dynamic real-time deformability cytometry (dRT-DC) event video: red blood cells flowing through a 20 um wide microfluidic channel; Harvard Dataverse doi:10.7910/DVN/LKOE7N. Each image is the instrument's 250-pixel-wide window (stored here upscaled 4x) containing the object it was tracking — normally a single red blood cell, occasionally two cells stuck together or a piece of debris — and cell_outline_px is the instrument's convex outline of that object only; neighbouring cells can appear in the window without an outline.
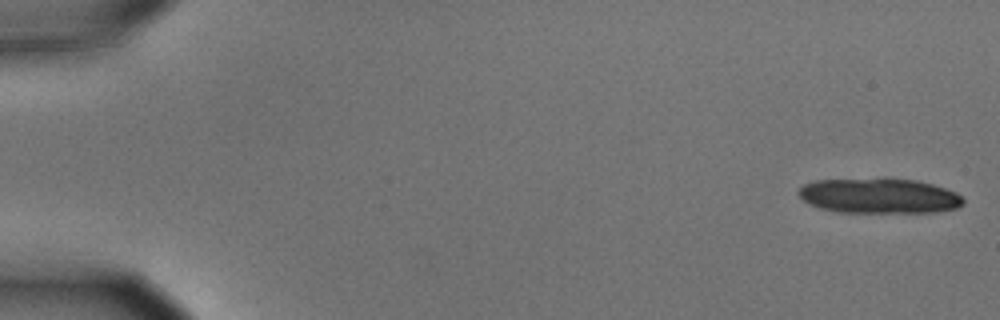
{"species": "common noctule bat (a hibernating species)", "species_latin": "Nyctalus noctula", "temperature_condition": "cold", "stored_images_in_passage": 6, "camera_frame_rate_fps": 3000, "um_per_image_px": 0.085, "animal": {"sex": "male", "body_mass_g": 15.6}, "frame": {"image": 1, "passage_image": 1, "time_ms": 0.0, "image_size_px": [1000, 320], "cell_outline_px": [[964, 204], [956, 208], [932, 212], [840, 212], [820, 208], [804, 200], [796, 192], [804, 184], [816, 180], [916, 180], [932, 184], [956, 192], [964, 200]], "centroid_in_image_um": [74.74, 16.67], "position_along_channel_um": 10.3, "area_um2": 32.83}}
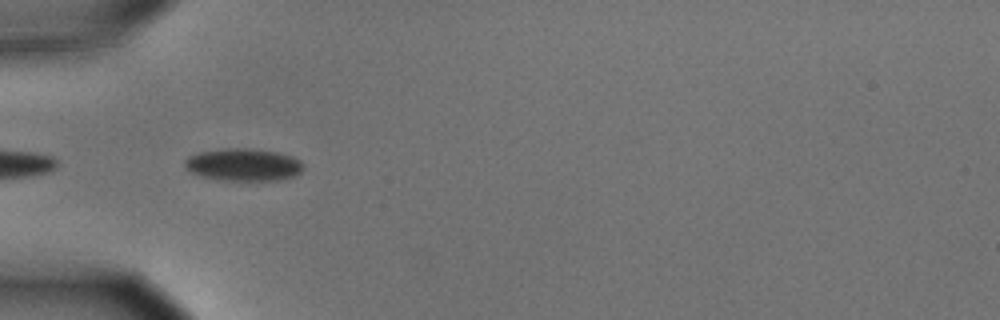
{"frame": {"image": 2, "passage_image": 6, "time_ms": 1.667, "image_size_px": [1000, 320], "cell_outline_px": [[300, 172], [296, 176], [284, 180], [220, 180], [200, 176], [188, 172], [184, 168], [184, 160], [188, 156], [200, 152], [224, 148], [248, 148], [276, 152], [292, 156], [300, 160]], "centroid_in_image_um": [20.63, 14.01], "position_along_channel_um": 64.4, "area_um2": 22.54}}